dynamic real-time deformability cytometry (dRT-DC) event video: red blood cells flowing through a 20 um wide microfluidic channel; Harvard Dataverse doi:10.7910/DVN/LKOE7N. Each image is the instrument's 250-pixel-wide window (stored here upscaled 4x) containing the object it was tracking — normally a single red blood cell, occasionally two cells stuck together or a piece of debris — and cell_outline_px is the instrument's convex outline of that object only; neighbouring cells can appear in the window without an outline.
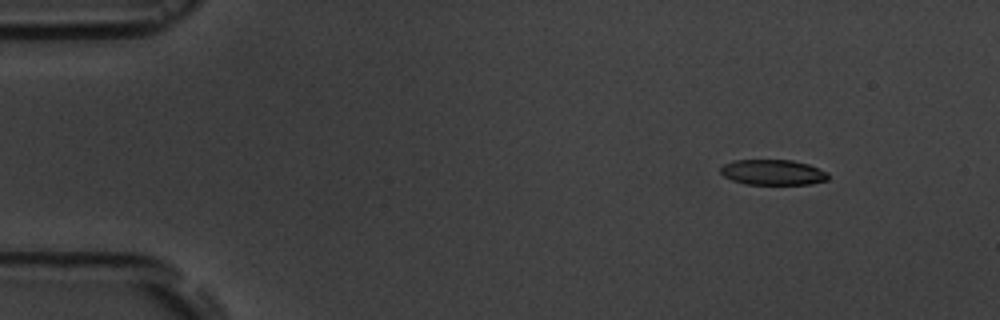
{"species": "common noctule bat (a hibernating species)", "species_latin": "Nyctalus noctula", "temperature_condition": "room temperature", "stored_images_in_passage": 4, "camera_frame_rate_fps": 3000, "um_per_image_px": 0.085, "animal": {"sex": "male", "body_mass_g": 19.5, "forearm_length_mm": 54.6}, "frame": {"image": 1, "passage_image": 1, "time_ms": 0.0, "image_size_px": [1000, 320], "cell_outline_px": [[828, 180], [812, 184], [744, 184], [732, 180], [724, 176], [720, 172], [720, 168], [724, 164], [732, 160], [792, 160], [808, 164], [820, 168], [828, 172]], "centroid_in_image_um": [65.71, 14.64], "position_along_channel_um": 19.3, "area_um2": 16.07}}
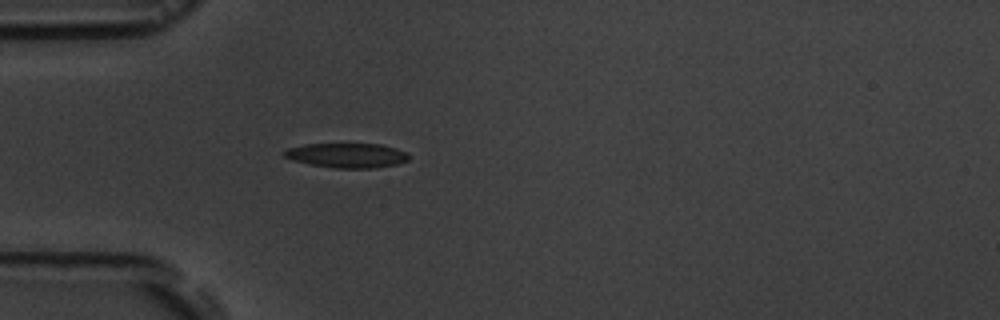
{"frame": {"image": 2, "passage_image": 4, "time_ms": 3.333, "image_size_px": [1000, 320], "cell_outline_px": [[408, 160], [396, 164], [372, 168], [336, 168], [308, 164], [292, 160], [284, 156], [280, 152], [288, 148], [304, 144], [380, 144], [396, 148], [408, 152]], "centroid_in_image_um": [29.45, 13.2], "position_along_channel_um": 55.5, "area_um2": 17.92}}